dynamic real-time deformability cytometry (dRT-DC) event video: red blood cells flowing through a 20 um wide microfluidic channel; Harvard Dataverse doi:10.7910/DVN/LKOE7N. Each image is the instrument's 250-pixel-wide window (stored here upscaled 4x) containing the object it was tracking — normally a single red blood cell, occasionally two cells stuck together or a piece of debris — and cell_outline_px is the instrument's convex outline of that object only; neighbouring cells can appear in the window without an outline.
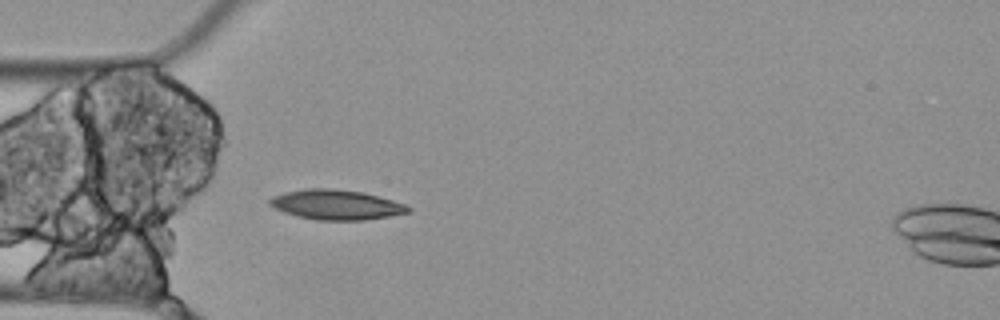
{"species": "Egyptian fruit bat (a non-hibernating species)", "species_latin": "Rousettus aegyptiacus", "temperature_condition": "cold", "stored_images_in_passage": 6, "camera_frame_rate_fps": 3000, "um_per_image_px": 0.085, "animal": {"sex": "female"}, "frame": {"image": 1, "passage_image": 5, "time_ms": 1.333, "image_size_px": [1000, 320], "cell_outline_px": [[412, 208], [408, 212], [388, 216], [364, 220], [316, 220], [296, 216], [284, 212], [268, 204], [268, 200], [272, 196], [284, 192], [304, 188], [332, 188], [364, 192], [408, 204]], "centroid_in_image_um": [28.57, 17.39], "position_along_channel_um": 56.4, "area_um2": 24.33}}